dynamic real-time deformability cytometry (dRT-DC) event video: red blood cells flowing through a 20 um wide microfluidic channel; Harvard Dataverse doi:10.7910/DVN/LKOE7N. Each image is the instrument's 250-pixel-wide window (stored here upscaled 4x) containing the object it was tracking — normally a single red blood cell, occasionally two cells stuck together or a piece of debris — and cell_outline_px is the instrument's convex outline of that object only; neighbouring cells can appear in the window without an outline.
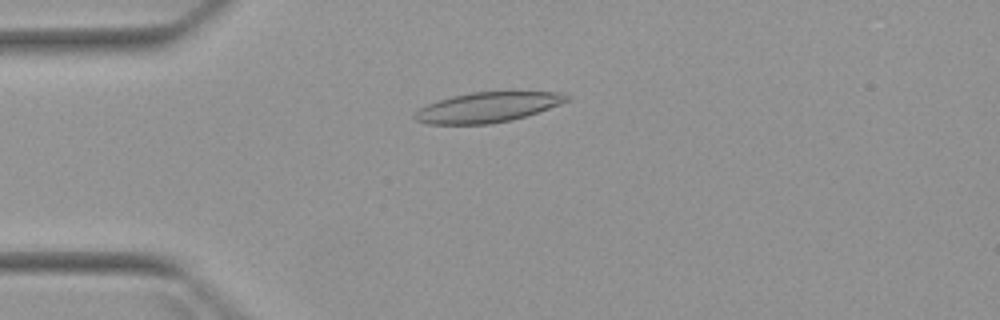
{"species": "Egyptian fruit bat (a non-hibernating species)", "species_latin": "Rousettus aegyptiacus", "temperature_condition": "warm", "stored_images_in_passage": 4, "camera_frame_rate_fps": 3000, "um_per_image_px": 0.085, "animal": {"sex": "female"}, "frame": {"image": 1, "passage_image": 4, "time_ms": 3.667, "image_size_px": [1000, 320], "cell_outline_px": [[572, 100], [512, 120], [488, 124], [428, 124], [416, 120], [412, 116], [420, 108], [428, 104], [452, 96], [472, 92], [560, 92], [572, 96]], "centroid_in_image_um": [41.47, 9.11], "position_along_channel_um": 43.5, "area_um2": 26.41}}